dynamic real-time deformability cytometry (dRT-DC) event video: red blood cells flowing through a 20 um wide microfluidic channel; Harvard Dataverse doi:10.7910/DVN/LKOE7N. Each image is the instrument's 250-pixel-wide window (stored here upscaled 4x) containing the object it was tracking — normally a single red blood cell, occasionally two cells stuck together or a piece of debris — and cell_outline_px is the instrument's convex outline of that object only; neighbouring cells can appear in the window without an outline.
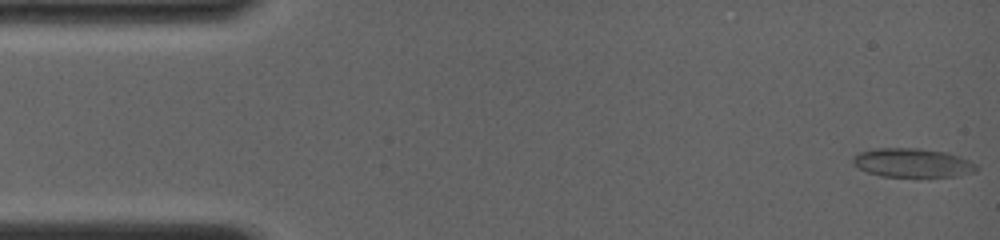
{"species": "common noctule bat (a hibernating species)", "species_latin": "Nyctalus noctula", "temperature_condition": "room temperature", "stored_images_in_passage": 16, "camera_frame_rate_fps": 4000, "um_per_image_px": 0.085, "animal": {"sex": "female", "body_mass_g": 19.0, "forearm_length_mm": 56.7}, "frame": {"image": 1, "passage_image": 1, "time_ms": 0.0, "image_size_px": [1000, 240], "cell_outline_px": [[980, 168], [976, 172], [960, 176], [880, 176], [868, 172], [852, 164], [852, 156], [860, 152], [876, 148], [920, 148], [948, 152], [960, 156], [976, 164]], "centroid_in_image_um": [77.6, 13.83], "position_along_channel_um": 7.4, "area_um2": 20.98}}
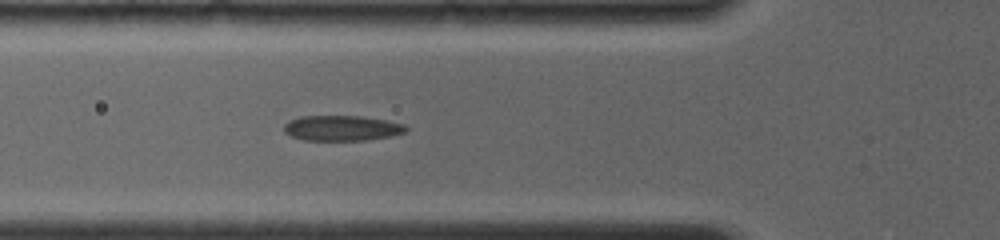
{"frame": {"image": 2, "passage_image": 12, "time_ms": 5.25, "image_size_px": [1000, 240], "cell_outline_px": [[408, 128], [404, 132], [388, 136], [364, 140], [304, 140], [292, 136], [284, 132], [284, 124], [288, 120], [300, 116], [360, 116], [388, 120], [404, 124]], "centroid_in_image_um": [29.02, 10.88], "position_along_channel_um": 96.8, "area_um2": 17.92}}
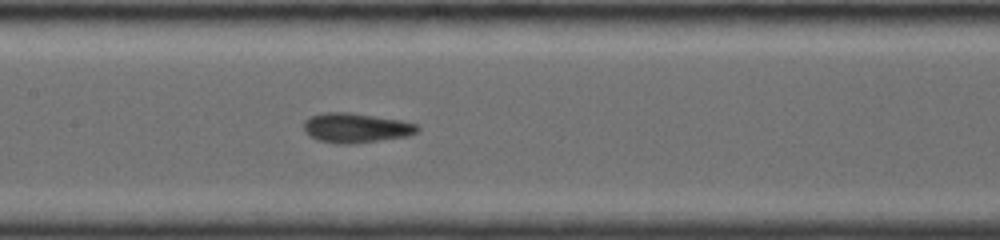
{"frame": {"image": 3, "passage_image": 16, "time_ms": 7.25, "image_size_px": [1000, 240], "cell_outline_px": [[420, 128], [416, 132], [408, 136], [352, 144], [340, 144], [316, 140], [308, 136], [304, 132], [304, 120], [308, 116], [324, 112], [352, 112], [400, 120], [416, 124]], "centroid_in_image_um": [30.19, 10.86], "position_along_channel_um": 177.2, "area_um2": 19.88}}